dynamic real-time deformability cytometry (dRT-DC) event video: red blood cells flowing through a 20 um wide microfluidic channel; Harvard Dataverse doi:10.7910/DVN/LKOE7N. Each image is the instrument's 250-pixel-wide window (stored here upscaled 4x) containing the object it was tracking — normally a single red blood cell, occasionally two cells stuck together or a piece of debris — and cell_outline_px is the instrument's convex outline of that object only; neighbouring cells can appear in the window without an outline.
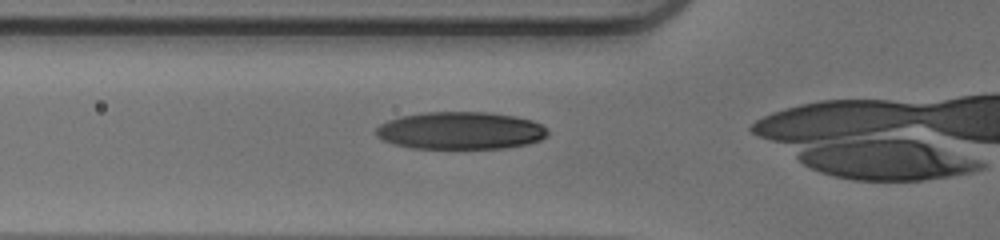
{"species": "human", "species_latin": "Homo sapiens", "temperature_condition": "warm", "stored_images_in_passage": 13, "camera_frame_rate_fps": 3000, "um_per_image_px": 0.085, "donor": {"sex": "male"}, "frame": {"image": 1, "passage_image": 8, "time_ms": 2.333, "image_size_px": [1000, 240], "cell_outline_px": [[548, 136], [540, 140], [528, 144], [504, 148], [412, 148], [396, 144], [384, 140], [376, 136], [376, 128], [380, 124], [388, 120], [400, 116], [424, 112], [488, 112], [516, 116], [532, 120], [548, 128]], "centroid_in_image_um": [39.17, 11.09], "position_along_channel_um": 86.6, "area_um2": 37.63}}
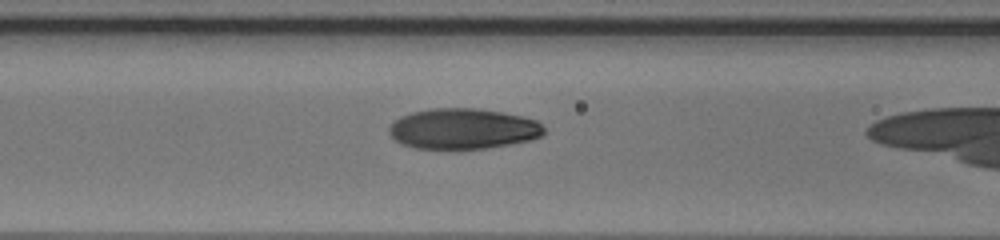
{"frame": {"image": 2, "passage_image": 11, "time_ms": 3.333, "image_size_px": [1000, 240], "cell_outline_px": [[544, 136], [532, 140], [488, 148], [416, 148], [400, 144], [388, 132], [388, 128], [400, 116], [412, 112], [432, 108], [476, 108], [524, 116], [536, 120], [544, 128]], "centroid_in_image_um": [39.38, 10.94], "position_along_channel_um": 127.2, "area_um2": 36.65}}